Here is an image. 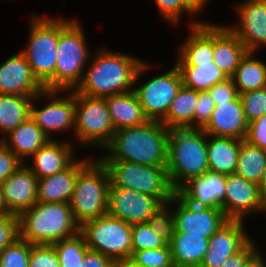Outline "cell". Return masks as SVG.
I'll return each instance as SVG.
<instances>
[{
    "label": "cell",
    "mask_w": 266,
    "mask_h": 267,
    "mask_svg": "<svg viewBox=\"0 0 266 267\" xmlns=\"http://www.w3.org/2000/svg\"><path fill=\"white\" fill-rule=\"evenodd\" d=\"M208 171L207 133L197 128L170 129L167 172L172 187L177 191Z\"/></svg>",
    "instance_id": "obj_4"
},
{
    "label": "cell",
    "mask_w": 266,
    "mask_h": 267,
    "mask_svg": "<svg viewBox=\"0 0 266 267\" xmlns=\"http://www.w3.org/2000/svg\"><path fill=\"white\" fill-rule=\"evenodd\" d=\"M44 90L21 52L0 64V94L34 97Z\"/></svg>",
    "instance_id": "obj_19"
},
{
    "label": "cell",
    "mask_w": 266,
    "mask_h": 267,
    "mask_svg": "<svg viewBox=\"0 0 266 267\" xmlns=\"http://www.w3.org/2000/svg\"><path fill=\"white\" fill-rule=\"evenodd\" d=\"M263 214H265L266 213V204L263 206V212H262Z\"/></svg>",
    "instance_id": "obj_56"
},
{
    "label": "cell",
    "mask_w": 266,
    "mask_h": 267,
    "mask_svg": "<svg viewBox=\"0 0 266 267\" xmlns=\"http://www.w3.org/2000/svg\"><path fill=\"white\" fill-rule=\"evenodd\" d=\"M19 238L18 216L14 214L0 215V253Z\"/></svg>",
    "instance_id": "obj_44"
},
{
    "label": "cell",
    "mask_w": 266,
    "mask_h": 267,
    "mask_svg": "<svg viewBox=\"0 0 266 267\" xmlns=\"http://www.w3.org/2000/svg\"><path fill=\"white\" fill-rule=\"evenodd\" d=\"M114 261L99 252L89 250L80 267H114Z\"/></svg>",
    "instance_id": "obj_49"
},
{
    "label": "cell",
    "mask_w": 266,
    "mask_h": 267,
    "mask_svg": "<svg viewBox=\"0 0 266 267\" xmlns=\"http://www.w3.org/2000/svg\"><path fill=\"white\" fill-rule=\"evenodd\" d=\"M132 224L110 214L84 222L80 233L91 251L99 252L114 262L131 258Z\"/></svg>",
    "instance_id": "obj_11"
},
{
    "label": "cell",
    "mask_w": 266,
    "mask_h": 267,
    "mask_svg": "<svg viewBox=\"0 0 266 267\" xmlns=\"http://www.w3.org/2000/svg\"><path fill=\"white\" fill-rule=\"evenodd\" d=\"M168 244L175 267H200L209 248V238L174 233Z\"/></svg>",
    "instance_id": "obj_29"
},
{
    "label": "cell",
    "mask_w": 266,
    "mask_h": 267,
    "mask_svg": "<svg viewBox=\"0 0 266 267\" xmlns=\"http://www.w3.org/2000/svg\"><path fill=\"white\" fill-rule=\"evenodd\" d=\"M33 97L0 94V140L30 117Z\"/></svg>",
    "instance_id": "obj_33"
},
{
    "label": "cell",
    "mask_w": 266,
    "mask_h": 267,
    "mask_svg": "<svg viewBox=\"0 0 266 267\" xmlns=\"http://www.w3.org/2000/svg\"><path fill=\"white\" fill-rule=\"evenodd\" d=\"M32 244L17 238L0 253V267H29Z\"/></svg>",
    "instance_id": "obj_38"
},
{
    "label": "cell",
    "mask_w": 266,
    "mask_h": 267,
    "mask_svg": "<svg viewBox=\"0 0 266 267\" xmlns=\"http://www.w3.org/2000/svg\"><path fill=\"white\" fill-rule=\"evenodd\" d=\"M247 49L227 26L213 23V62L231 78Z\"/></svg>",
    "instance_id": "obj_24"
},
{
    "label": "cell",
    "mask_w": 266,
    "mask_h": 267,
    "mask_svg": "<svg viewBox=\"0 0 266 267\" xmlns=\"http://www.w3.org/2000/svg\"><path fill=\"white\" fill-rule=\"evenodd\" d=\"M99 48L92 53L95 55L89 59L83 79L75 91L99 98L133 91L136 73L144 60L107 47Z\"/></svg>",
    "instance_id": "obj_1"
},
{
    "label": "cell",
    "mask_w": 266,
    "mask_h": 267,
    "mask_svg": "<svg viewBox=\"0 0 266 267\" xmlns=\"http://www.w3.org/2000/svg\"><path fill=\"white\" fill-rule=\"evenodd\" d=\"M162 205L151 195L110 186L108 214L129 224L146 223L149 217Z\"/></svg>",
    "instance_id": "obj_15"
},
{
    "label": "cell",
    "mask_w": 266,
    "mask_h": 267,
    "mask_svg": "<svg viewBox=\"0 0 266 267\" xmlns=\"http://www.w3.org/2000/svg\"><path fill=\"white\" fill-rule=\"evenodd\" d=\"M173 64V67L165 73L155 75L143 84H139V79L141 80L147 70L150 71L154 68L152 63H146L145 61L138 68L133 91L150 121L161 122L166 117L172 101L183 86L181 73L175 63ZM137 83L140 86L137 87Z\"/></svg>",
    "instance_id": "obj_10"
},
{
    "label": "cell",
    "mask_w": 266,
    "mask_h": 267,
    "mask_svg": "<svg viewBox=\"0 0 266 267\" xmlns=\"http://www.w3.org/2000/svg\"><path fill=\"white\" fill-rule=\"evenodd\" d=\"M82 25L76 17H58L55 73L44 85L45 90L71 91L81 83L92 56Z\"/></svg>",
    "instance_id": "obj_3"
},
{
    "label": "cell",
    "mask_w": 266,
    "mask_h": 267,
    "mask_svg": "<svg viewBox=\"0 0 266 267\" xmlns=\"http://www.w3.org/2000/svg\"><path fill=\"white\" fill-rule=\"evenodd\" d=\"M208 91L210 92L215 105L232 101L239 95L232 78H227L223 82L215 84Z\"/></svg>",
    "instance_id": "obj_47"
},
{
    "label": "cell",
    "mask_w": 266,
    "mask_h": 267,
    "mask_svg": "<svg viewBox=\"0 0 266 267\" xmlns=\"http://www.w3.org/2000/svg\"><path fill=\"white\" fill-rule=\"evenodd\" d=\"M160 15L173 26L178 25L181 22L183 14H186L190 18L189 27L198 26L204 21L197 20L195 16L201 15V10L191 0H154ZM196 19V20H195Z\"/></svg>",
    "instance_id": "obj_35"
},
{
    "label": "cell",
    "mask_w": 266,
    "mask_h": 267,
    "mask_svg": "<svg viewBox=\"0 0 266 267\" xmlns=\"http://www.w3.org/2000/svg\"><path fill=\"white\" fill-rule=\"evenodd\" d=\"M245 221L229 219L209 238V248L200 267H221L252 239L245 229Z\"/></svg>",
    "instance_id": "obj_17"
},
{
    "label": "cell",
    "mask_w": 266,
    "mask_h": 267,
    "mask_svg": "<svg viewBox=\"0 0 266 267\" xmlns=\"http://www.w3.org/2000/svg\"><path fill=\"white\" fill-rule=\"evenodd\" d=\"M0 186L11 214L19 216L37 203L38 178L25 164Z\"/></svg>",
    "instance_id": "obj_20"
},
{
    "label": "cell",
    "mask_w": 266,
    "mask_h": 267,
    "mask_svg": "<svg viewBox=\"0 0 266 267\" xmlns=\"http://www.w3.org/2000/svg\"><path fill=\"white\" fill-rule=\"evenodd\" d=\"M226 175L206 172L189 179L176 192L196 208H216L224 212Z\"/></svg>",
    "instance_id": "obj_18"
},
{
    "label": "cell",
    "mask_w": 266,
    "mask_h": 267,
    "mask_svg": "<svg viewBox=\"0 0 266 267\" xmlns=\"http://www.w3.org/2000/svg\"><path fill=\"white\" fill-rule=\"evenodd\" d=\"M235 11L236 23L228 27L238 36L247 51L258 52L259 48L266 47V0H243Z\"/></svg>",
    "instance_id": "obj_14"
},
{
    "label": "cell",
    "mask_w": 266,
    "mask_h": 267,
    "mask_svg": "<svg viewBox=\"0 0 266 267\" xmlns=\"http://www.w3.org/2000/svg\"><path fill=\"white\" fill-rule=\"evenodd\" d=\"M61 267H80L90 250L84 236L79 232L73 237L53 243Z\"/></svg>",
    "instance_id": "obj_36"
},
{
    "label": "cell",
    "mask_w": 266,
    "mask_h": 267,
    "mask_svg": "<svg viewBox=\"0 0 266 267\" xmlns=\"http://www.w3.org/2000/svg\"><path fill=\"white\" fill-rule=\"evenodd\" d=\"M43 99L46 104L39 108L36 102ZM30 117L50 140L55 139L51 135L54 136L53 134L60 131H71L74 136L75 90H44L37 94L31 102Z\"/></svg>",
    "instance_id": "obj_12"
},
{
    "label": "cell",
    "mask_w": 266,
    "mask_h": 267,
    "mask_svg": "<svg viewBox=\"0 0 266 267\" xmlns=\"http://www.w3.org/2000/svg\"><path fill=\"white\" fill-rule=\"evenodd\" d=\"M169 131L160 121L150 120L141 126L118 129L103 149L105 154L97 158L100 161L167 166Z\"/></svg>",
    "instance_id": "obj_2"
},
{
    "label": "cell",
    "mask_w": 266,
    "mask_h": 267,
    "mask_svg": "<svg viewBox=\"0 0 266 267\" xmlns=\"http://www.w3.org/2000/svg\"><path fill=\"white\" fill-rule=\"evenodd\" d=\"M256 256L260 259L261 263H262V266L263 267H266V258L263 257V254L260 253V251L257 249V253H256Z\"/></svg>",
    "instance_id": "obj_55"
},
{
    "label": "cell",
    "mask_w": 266,
    "mask_h": 267,
    "mask_svg": "<svg viewBox=\"0 0 266 267\" xmlns=\"http://www.w3.org/2000/svg\"><path fill=\"white\" fill-rule=\"evenodd\" d=\"M255 54L247 52L231 77L239 94L266 87V62Z\"/></svg>",
    "instance_id": "obj_31"
},
{
    "label": "cell",
    "mask_w": 266,
    "mask_h": 267,
    "mask_svg": "<svg viewBox=\"0 0 266 267\" xmlns=\"http://www.w3.org/2000/svg\"><path fill=\"white\" fill-rule=\"evenodd\" d=\"M171 206V200L167 203H163L150 217L148 224L168 243L171 241L174 231V216Z\"/></svg>",
    "instance_id": "obj_39"
},
{
    "label": "cell",
    "mask_w": 266,
    "mask_h": 267,
    "mask_svg": "<svg viewBox=\"0 0 266 267\" xmlns=\"http://www.w3.org/2000/svg\"><path fill=\"white\" fill-rule=\"evenodd\" d=\"M244 140L266 150V114L248 124Z\"/></svg>",
    "instance_id": "obj_46"
},
{
    "label": "cell",
    "mask_w": 266,
    "mask_h": 267,
    "mask_svg": "<svg viewBox=\"0 0 266 267\" xmlns=\"http://www.w3.org/2000/svg\"><path fill=\"white\" fill-rule=\"evenodd\" d=\"M251 239L239 252L230 256L221 267H245L257 253L258 245Z\"/></svg>",
    "instance_id": "obj_48"
},
{
    "label": "cell",
    "mask_w": 266,
    "mask_h": 267,
    "mask_svg": "<svg viewBox=\"0 0 266 267\" xmlns=\"http://www.w3.org/2000/svg\"><path fill=\"white\" fill-rule=\"evenodd\" d=\"M187 39L179 46L175 64H204L213 61V22L189 27Z\"/></svg>",
    "instance_id": "obj_25"
},
{
    "label": "cell",
    "mask_w": 266,
    "mask_h": 267,
    "mask_svg": "<svg viewBox=\"0 0 266 267\" xmlns=\"http://www.w3.org/2000/svg\"><path fill=\"white\" fill-rule=\"evenodd\" d=\"M18 221L19 237L30 244H53L80 232L69 203L37 202Z\"/></svg>",
    "instance_id": "obj_5"
},
{
    "label": "cell",
    "mask_w": 266,
    "mask_h": 267,
    "mask_svg": "<svg viewBox=\"0 0 266 267\" xmlns=\"http://www.w3.org/2000/svg\"><path fill=\"white\" fill-rule=\"evenodd\" d=\"M131 259L144 267H175L169 244L161 248L134 251Z\"/></svg>",
    "instance_id": "obj_40"
},
{
    "label": "cell",
    "mask_w": 266,
    "mask_h": 267,
    "mask_svg": "<svg viewBox=\"0 0 266 267\" xmlns=\"http://www.w3.org/2000/svg\"><path fill=\"white\" fill-rule=\"evenodd\" d=\"M132 252L146 249H156L168 245L160 235L146 223L132 224Z\"/></svg>",
    "instance_id": "obj_37"
},
{
    "label": "cell",
    "mask_w": 266,
    "mask_h": 267,
    "mask_svg": "<svg viewBox=\"0 0 266 267\" xmlns=\"http://www.w3.org/2000/svg\"><path fill=\"white\" fill-rule=\"evenodd\" d=\"M242 140L207 134V159L210 172L230 175L235 173Z\"/></svg>",
    "instance_id": "obj_27"
},
{
    "label": "cell",
    "mask_w": 266,
    "mask_h": 267,
    "mask_svg": "<svg viewBox=\"0 0 266 267\" xmlns=\"http://www.w3.org/2000/svg\"><path fill=\"white\" fill-rule=\"evenodd\" d=\"M175 65L181 73L183 85L197 91H208L215 84L228 78L213 61L204 64Z\"/></svg>",
    "instance_id": "obj_32"
},
{
    "label": "cell",
    "mask_w": 266,
    "mask_h": 267,
    "mask_svg": "<svg viewBox=\"0 0 266 267\" xmlns=\"http://www.w3.org/2000/svg\"><path fill=\"white\" fill-rule=\"evenodd\" d=\"M115 131L146 124L149 119L134 91L105 97Z\"/></svg>",
    "instance_id": "obj_28"
},
{
    "label": "cell",
    "mask_w": 266,
    "mask_h": 267,
    "mask_svg": "<svg viewBox=\"0 0 266 267\" xmlns=\"http://www.w3.org/2000/svg\"><path fill=\"white\" fill-rule=\"evenodd\" d=\"M198 91L182 86L161 123L169 129L194 128V112Z\"/></svg>",
    "instance_id": "obj_30"
},
{
    "label": "cell",
    "mask_w": 266,
    "mask_h": 267,
    "mask_svg": "<svg viewBox=\"0 0 266 267\" xmlns=\"http://www.w3.org/2000/svg\"><path fill=\"white\" fill-rule=\"evenodd\" d=\"M91 159L92 161L78 174L69 202L73 217L79 226L108 212L109 172L98 158Z\"/></svg>",
    "instance_id": "obj_6"
},
{
    "label": "cell",
    "mask_w": 266,
    "mask_h": 267,
    "mask_svg": "<svg viewBox=\"0 0 266 267\" xmlns=\"http://www.w3.org/2000/svg\"><path fill=\"white\" fill-rule=\"evenodd\" d=\"M114 133V125L105 98L89 97L75 91L74 137L77 143L73 144L77 150L79 148L103 150Z\"/></svg>",
    "instance_id": "obj_8"
},
{
    "label": "cell",
    "mask_w": 266,
    "mask_h": 267,
    "mask_svg": "<svg viewBox=\"0 0 266 267\" xmlns=\"http://www.w3.org/2000/svg\"><path fill=\"white\" fill-rule=\"evenodd\" d=\"M248 123L266 114V87L239 94Z\"/></svg>",
    "instance_id": "obj_41"
},
{
    "label": "cell",
    "mask_w": 266,
    "mask_h": 267,
    "mask_svg": "<svg viewBox=\"0 0 266 267\" xmlns=\"http://www.w3.org/2000/svg\"><path fill=\"white\" fill-rule=\"evenodd\" d=\"M266 166V150L242 140L235 173L260 185Z\"/></svg>",
    "instance_id": "obj_34"
},
{
    "label": "cell",
    "mask_w": 266,
    "mask_h": 267,
    "mask_svg": "<svg viewBox=\"0 0 266 267\" xmlns=\"http://www.w3.org/2000/svg\"><path fill=\"white\" fill-rule=\"evenodd\" d=\"M215 106L209 91H198V103L194 112V128L203 129L207 125Z\"/></svg>",
    "instance_id": "obj_43"
},
{
    "label": "cell",
    "mask_w": 266,
    "mask_h": 267,
    "mask_svg": "<svg viewBox=\"0 0 266 267\" xmlns=\"http://www.w3.org/2000/svg\"><path fill=\"white\" fill-rule=\"evenodd\" d=\"M76 158L66 169L55 175L38 179L37 202L69 203L78 174L91 162Z\"/></svg>",
    "instance_id": "obj_22"
},
{
    "label": "cell",
    "mask_w": 266,
    "mask_h": 267,
    "mask_svg": "<svg viewBox=\"0 0 266 267\" xmlns=\"http://www.w3.org/2000/svg\"><path fill=\"white\" fill-rule=\"evenodd\" d=\"M107 168L110 186L125 188L151 195L162 204L172 200V187L167 166H148L124 161H101Z\"/></svg>",
    "instance_id": "obj_7"
},
{
    "label": "cell",
    "mask_w": 266,
    "mask_h": 267,
    "mask_svg": "<svg viewBox=\"0 0 266 267\" xmlns=\"http://www.w3.org/2000/svg\"><path fill=\"white\" fill-rule=\"evenodd\" d=\"M29 267H61L53 244H32Z\"/></svg>",
    "instance_id": "obj_42"
},
{
    "label": "cell",
    "mask_w": 266,
    "mask_h": 267,
    "mask_svg": "<svg viewBox=\"0 0 266 267\" xmlns=\"http://www.w3.org/2000/svg\"><path fill=\"white\" fill-rule=\"evenodd\" d=\"M262 213L259 185L236 173L226 175L224 214L231 220H245L254 213Z\"/></svg>",
    "instance_id": "obj_16"
},
{
    "label": "cell",
    "mask_w": 266,
    "mask_h": 267,
    "mask_svg": "<svg viewBox=\"0 0 266 267\" xmlns=\"http://www.w3.org/2000/svg\"><path fill=\"white\" fill-rule=\"evenodd\" d=\"M245 267H263L260 259L255 256Z\"/></svg>",
    "instance_id": "obj_54"
},
{
    "label": "cell",
    "mask_w": 266,
    "mask_h": 267,
    "mask_svg": "<svg viewBox=\"0 0 266 267\" xmlns=\"http://www.w3.org/2000/svg\"><path fill=\"white\" fill-rule=\"evenodd\" d=\"M29 38L21 53L34 76L44 86L55 73L58 45V17L31 14Z\"/></svg>",
    "instance_id": "obj_9"
},
{
    "label": "cell",
    "mask_w": 266,
    "mask_h": 267,
    "mask_svg": "<svg viewBox=\"0 0 266 267\" xmlns=\"http://www.w3.org/2000/svg\"><path fill=\"white\" fill-rule=\"evenodd\" d=\"M259 190H260V201L261 204L264 206L266 204V166L263 172L261 183L259 185Z\"/></svg>",
    "instance_id": "obj_50"
},
{
    "label": "cell",
    "mask_w": 266,
    "mask_h": 267,
    "mask_svg": "<svg viewBox=\"0 0 266 267\" xmlns=\"http://www.w3.org/2000/svg\"><path fill=\"white\" fill-rule=\"evenodd\" d=\"M171 205L175 225L174 233L210 238L229 220L222 209L196 208L186 202L177 192L171 200Z\"/></svg>",
    "instance_id": "obj_13"
},
{
    "label": "cell",
    "mask_w": 266,
    "mask_h": 267,
    "mask_svg": "<svg viewBox=\"0 0 266 267\" xmlns=\"http://www.w3.org/2000/svg\"><path fill=\"white\" fill-rule=\"evenodd\" d=\"M202 12L207 8V4H209V0H191Z\"/></svg>",
    "instance_id": "obj_53"
},
{
    "label": "cell",
    "mask_w": 266,
    "mask_h": 267,
    "mask_svg": "<svg viewBox=\"0 0 266 267\" xmlns=\"http://www.w3.org/2000/svg\"><path fill=\"white\" fill-rule=\"evenodd\" d=\"M114 267H144V266L137 264L131 258H127V259L115 262Z\"/></svg>",
    "instance_id": "obj_51"
},
{
    "label": "cell",
    "mask_w": 266,
    "mask_h": 267,
    "mask_svg": "<svg viewBox=\"0 0 266 267\" xmlns=\"http://www.w3.org/2000/svg\"><path fill=\"white\" fill-rule=\"evenodd\" d=\"M5 214H11V213L5 204L4 195L0 186V215H5Z\"/></svg>",
    "instance_id": "obj_52"
},
{
    "label": "cell",
    "mask_w": 266,
    "mask_h": 267,
    "mask_svg": "<svg viewBox=\"0 0 266 267\" xmlns=\"http://www.w3.org/2000/svg\"><path fill=\"white\" fill-rule=\"evenodd\" d=\"M66 141L49 139L34 155L29 159L31 165L24 164L38 178H45L66 169L74 160L77 153L76 146ZM76 150V152H75Z\"/></svg>",
    "instance_id": "obj_21"
},
{
    "label": "cell",
    "mask_w": 266,
    "mask_h": 267,
    "mask_svg": "<svg viewBox=\"0 0 266 267\" xmlns=\"http://www.w3.org/2000/svg\"><path fill=\"white\" fill-rule=\"evenodd\" d=\"M49 138L42 129L29 117L1 141L23 162H27Z\"/></svg>",
    "instance_id": "obj_26"
},
{
    "label": "cell",
    "mask_w": 266,
    "mask_h": 267,
    "mask_svg": "<svg viewBox=\"0 0 266 267\" xmlns=\"http://www.w3.org/2000/svg\"><path fill=\"white\" fill-rule=\"evenodd\" d=\"M24 163L0 140V185Z\"/></svg>",
    "instance_id": "obj_45"
},
{
    "label": "cell",
    "mask_w": 266,
    "mask_h": 267,
    "mask_svg": "<svg viewBox=\"0 0 266 267\" xmlns=\"http://www.w3.org/2000/svg\"><path fill=\"white\" fill-rule=\"evenodd\" d=\"M248 124L241 98L238 95L232 101L216 105L210 121L203 130L207 134L217 137H232L244 140Z\"/></svg>",
    "instance_id": "obj_23"
}]
</instances>
